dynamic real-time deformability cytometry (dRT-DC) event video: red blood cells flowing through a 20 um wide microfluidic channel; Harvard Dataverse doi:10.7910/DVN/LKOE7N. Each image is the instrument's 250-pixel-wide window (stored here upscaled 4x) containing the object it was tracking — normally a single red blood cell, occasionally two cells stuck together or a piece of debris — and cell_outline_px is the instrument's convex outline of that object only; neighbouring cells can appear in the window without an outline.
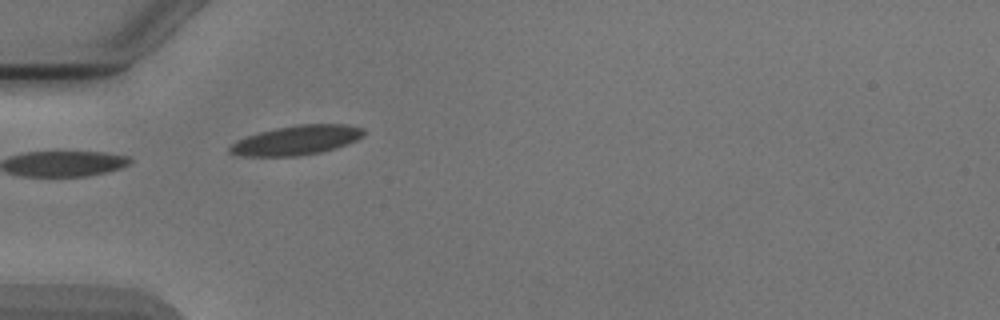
{"species": "Egyptian fruit bat (a non-hibernating species)", "species_latin": "Rousettus aegyptiacus", "temperature_condition": "cold", "stored_images_in_passage": 8, "camera_frame_rate_fps": 3000, "um_per_image_px": 0.085, "animal": {"sex": "male"}, "frame": {"image": 1, "passage_image": 6, "time_ms": 5.667, "image_size_px": [1000, 320], "cell_outline_px": [[364, 136], [356, 140], [336, 148], [320, 152], [300, 156], [240, 156], [228, 152], [228, 148], [236, 140], [260, 132], [276, 128], [300, 124], [348, 124], [364, 128]], "centroid_in_image_um": [25.21, 11.92], "position_along_channel_um": 59.8, "area_um2": 23.0}}
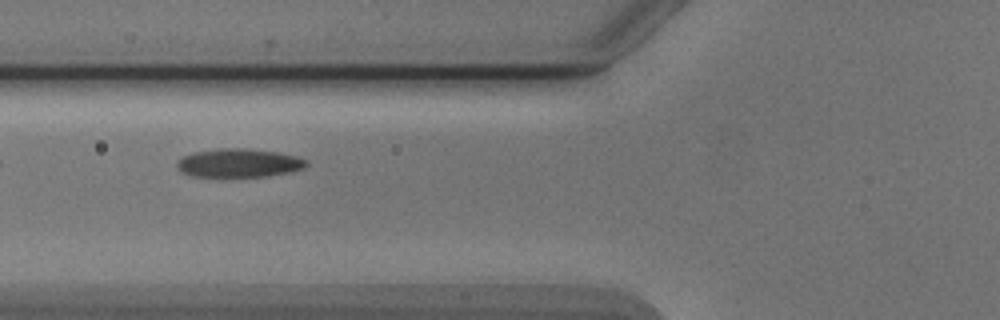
{"frame": {"image": 2, "passage_image": 7, "time_ms": 7.0, "image_size_px": [1000, 320], "cell_outline_px": [[308, 164], [304, 168], [288, 172], [268, 176], [192, 176], [180, 172], [176, 164], [184, 156], [192, 152], [216, 148], [244, 148], [276, 152], [296, 156], [308, 160]], "centroid_in_image_um": [20.3, 13.84], "position_along_channel_um": 105.5, "area_um2": 21.44}}
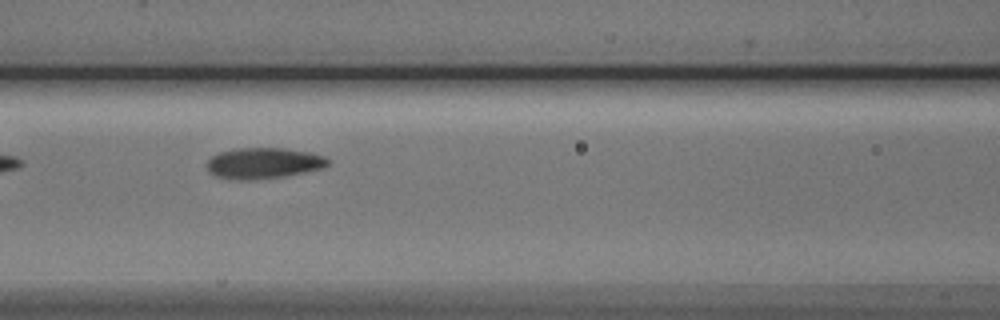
{"frame": {"image": 3, "passage_image": 8, "time_ms": 8.0, "image_size_px": [1000, 320], "cell_outline_px": [[332, 160], [324, 168], [284, 176], [252, 180], [236, 180], [216, 176], [208, 172], [208, 160], [212, 156], [220, 152], [236, 148], [284, 148], [308, 152], [324, 156]], "centroid_in_image_um": [22.41, 13.87], "position_along_channel_um": 144.2, "area_um2": 21.85}}